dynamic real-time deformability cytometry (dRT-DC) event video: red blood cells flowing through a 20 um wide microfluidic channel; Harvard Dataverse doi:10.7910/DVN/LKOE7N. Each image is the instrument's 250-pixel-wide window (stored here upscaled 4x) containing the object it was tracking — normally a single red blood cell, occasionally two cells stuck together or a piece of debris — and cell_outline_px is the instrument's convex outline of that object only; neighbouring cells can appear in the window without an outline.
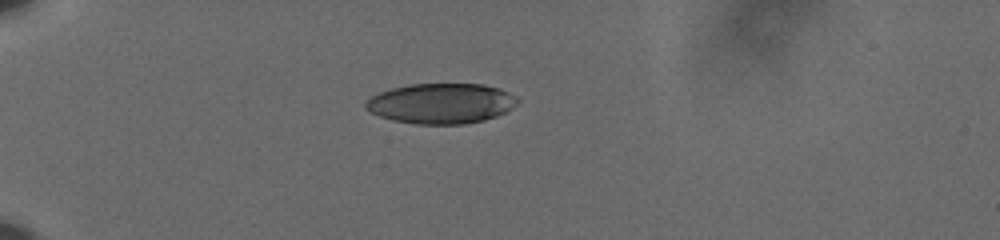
{"species": "human", "species_latin": "Homo sapiens", "temperature_condition": "cold", "stored_images_in_passage": 42, "camera_frame_rate_fps": 3000, "um_per_image_px": 0.085, "donor": {"sex": "male"}, "frame": {"image": 1, "passage_image": 1, "time_ms": 0.0, "image_size_px": [1000, 240], "cell_outline_px": [[520, 100], [512, 108], [496, 116], [484, 120], [464, 124], [416, 124], [392, 120], [380, 116], [364, 108], [364, 104], [372, 96], [380, 92], [392, 88], [408, 84], [484, 84], [500, 88], [516, 96]], "centroid_in_image_um": [37.51, 8.79], "position_along_channel_um": 47.5, "area_um2": 35.66}}
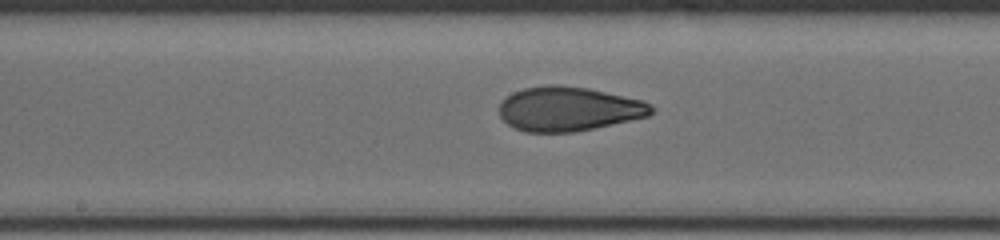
{"frame": {"image": 2, "passage_image": 17, "time_ms": 5.333, "image_size_px": [1000, 240], "cell_outline_px": [[656, 108], [648, 116], [576, 132], [524, 132], [508, 124], [500, 116], [500, 104], [512, 92], [524, 88], [544, 84], [556, 84], [588, 88], [644, 100], [652, 104]], "centroid_in_image_um": [48.35, 9.25], "position_along_channel_um": 199.8, "area_um2": 39.42}}
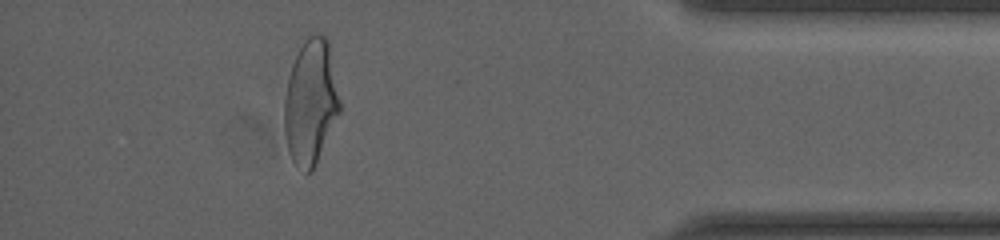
{"frame": {"image": 3, "passage_image": 37, "time_ms": 12.0, "image_size_px": [1000, 240], "cell_outline_px": [[340, 112], [312, 172], [308, 172], [296, 164], [292, 160], [288, 152], [284, 132], [284, 96], [288, 76], [292, 64], [304, 40], [308, 36], [316, 32], [324, 36], [328, 40], [340, 100]], "centroid_in_image_um": [26.39, 8.66], "position_along_channel_um": 408.8, "area_um2": 40.34}, "authors_computed_cell_mechanics": {"area_um2": 39.3618, "velocity_mm_per_s": 3.6274, "shape_relaxation_time_tau1_ms": 4.5764, "shape_relaxation_time_tau2_ms": 1.3884, "deformation_change_tau1": 0.1838, "deformation_change_tau2": 0.0774}}